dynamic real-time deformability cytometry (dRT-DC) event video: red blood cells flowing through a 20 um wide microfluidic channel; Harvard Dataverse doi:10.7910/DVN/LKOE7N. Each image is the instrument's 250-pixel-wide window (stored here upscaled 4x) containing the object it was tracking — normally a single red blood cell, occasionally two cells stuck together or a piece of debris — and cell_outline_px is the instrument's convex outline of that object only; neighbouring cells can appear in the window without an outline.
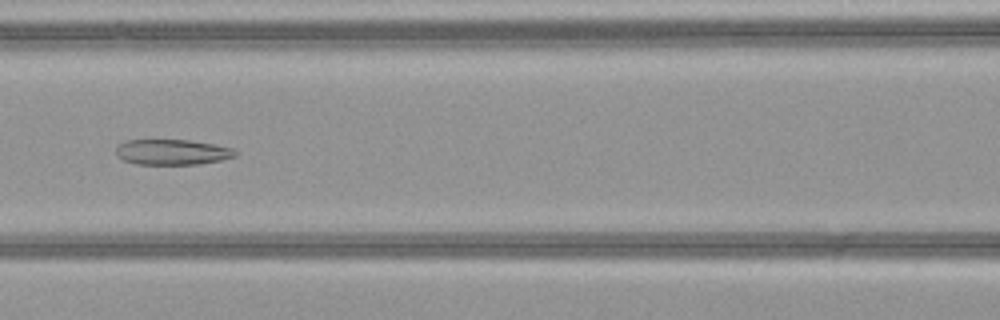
{"species": "common noctule bat (a hibernating species)", "species_latin": "Nyctalus noctula", "temperature_condition": "warm", "stored_images_in_passage": 47, "camera_frame_rate_fps": 3000, "um_per_image_px": 0.085, "animal": {"sex": "female", "body_mass_g": 21.9}, "frame": {"image": 1, "passage_image": 20, "time_ms": 6.333, "image_size_px": [1000, 320], "cell_outline_px": [[236, 156], [220, 160], [200, 164], [136, 164], [124, 160], [116, 156], [116, 148], [124, 140], [188, 140], [216, 144], [232, 148], [236, 152]], "centroid_in_image_um": [14.63, 12.92], "position_along_channel_um": 152.0, "area_um2": 17.69}}
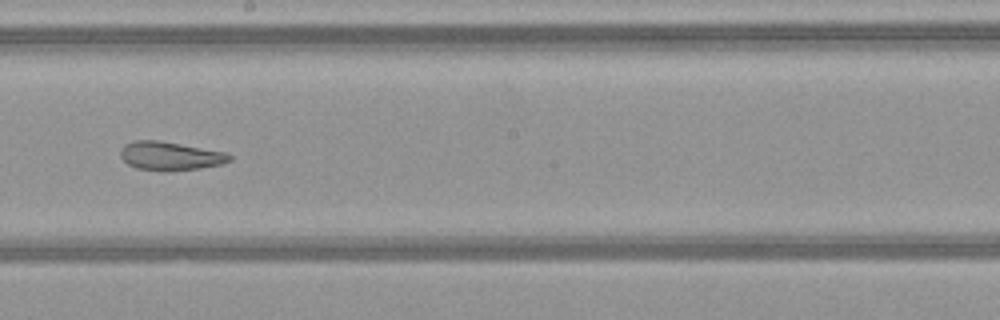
{"frame": {"image": 2, "passage_image": 26, "time_ms": 8.333, "image_size_px": [1000, 320], "cell_outline_px": [[232, 160], [220, 164], [200, 168], [164, 172], [136, 168], [128, 164], [120, 156], [120, 148], [124, 144], [132, 140], [160, 140], [228, 152], [232, 156]], "centroid_in_image_um": [14.46, 13.25], "position_along_channel_um": 233.7, "area_um2": 18.55}}
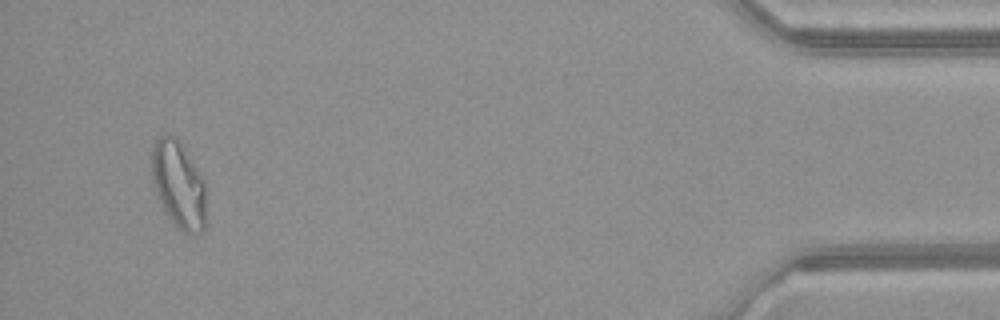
{"frame": {"image": 3, "passage_image": 45, "time_ms": 14.667, "image_size_px": [1000, 320], "cell_outline_px": [[208, 192], [204, 228], [200, 232], [188, 236], [168, 216], [160, 200], [152, 180], [152, 144], [160, 136], [176, 136], [180, 140], [204, 180], [208, 188]], "centroid_in_image_um": [15.23, 15.7], "position_along_channel_um": 420.0, "area_um2": 27.8}, "authors_computed_cell_mechanics": {"area_um2": 23.409, "velocity_mm_per_s": 4.0916, "shape_relaxation_time_tau1_ms": null, "shape_relaxation_time_tau2_ms": 2.5806, "deformation_change_tau1": null, "deformation_change_tau2": 0.0988}}